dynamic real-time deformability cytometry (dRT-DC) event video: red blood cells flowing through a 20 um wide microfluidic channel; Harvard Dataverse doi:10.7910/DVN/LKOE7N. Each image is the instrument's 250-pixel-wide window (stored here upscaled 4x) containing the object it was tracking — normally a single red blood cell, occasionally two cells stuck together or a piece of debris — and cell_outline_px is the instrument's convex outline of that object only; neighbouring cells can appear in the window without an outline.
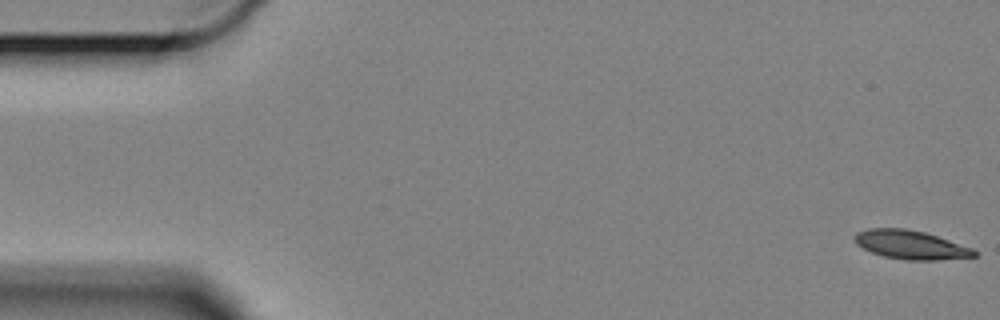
{"species": "Egyptian fruit bat (a non-hibernating species)", "species_latin": "Rousettus aegyptiacus", "temperature_condition": "cold", "stored_images_in_passage": 20, "camera_frame_rate_fps": 3000, "um_per_image_px": 0.085, "animal": {"sex": "female"}, "frame": {"image": 1, "passage_image": 1, "time_ms": 0.0, "image_size_px": [1000, 320], "cell_outline_px": [[976, 256], [936, 260], [908, 260], [884, 256], [872, 252], [856, 244], [852, 236], [856, 232], [868, 228], [904, 228], [924, 232], [972, 248], [976, 252]], "centroid_in_image_um": [77.35, 20.8], "position_along_channel_um": 7.6, "area_um2": 19.83}}
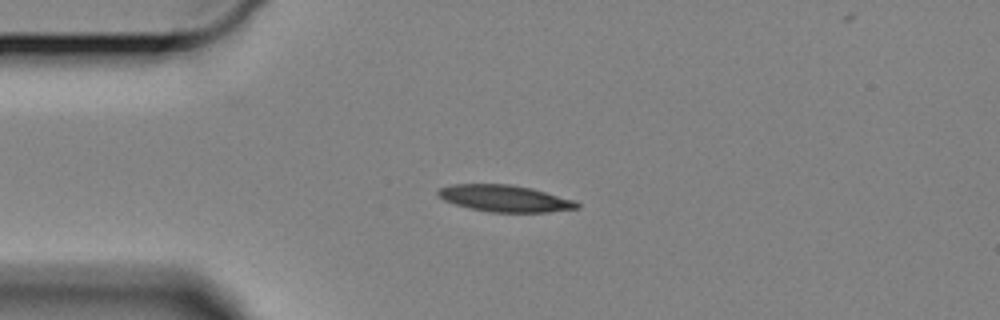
{"frame": {"image": 2, "passage_image": 14, "time_ms": 4.333, "image_size_px": [1000, 320], "cell_outline_px": [[580, 208], [548, 212], [488, 212], [468, 208], [444, 200], [436, 192], [440, 188], [452, 184], [508, 184], [532, 188], [576, 200], [580, 204]], "centroid_in_image_um": [42.95, 16.87], "position_along_channel_um": 42.1, "area_um2": 21.68}}
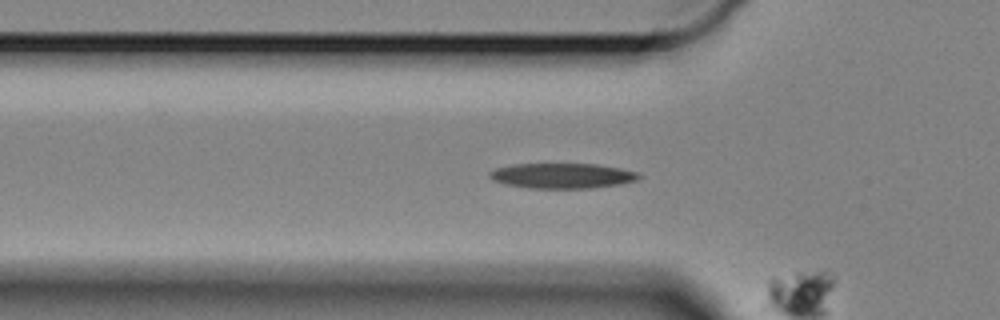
{"frame": {"image": 3, "passage_image": 19, "time_ms": 6.0, "image_size_px": [1000, 320], "cell_outline_px": [[644, 176], [636, 180], [620, 184], [592, 188], [528, 188], [504, 184], [492, 180], [488, 176], [488, 172], [496, 168], [512, 164], [596, 164], [620, 168], [640, 172]], "centroid_in_image_um": [47.8, 14.94], "position_along_channel_um": 78.0, "area_um2": 22.14}}